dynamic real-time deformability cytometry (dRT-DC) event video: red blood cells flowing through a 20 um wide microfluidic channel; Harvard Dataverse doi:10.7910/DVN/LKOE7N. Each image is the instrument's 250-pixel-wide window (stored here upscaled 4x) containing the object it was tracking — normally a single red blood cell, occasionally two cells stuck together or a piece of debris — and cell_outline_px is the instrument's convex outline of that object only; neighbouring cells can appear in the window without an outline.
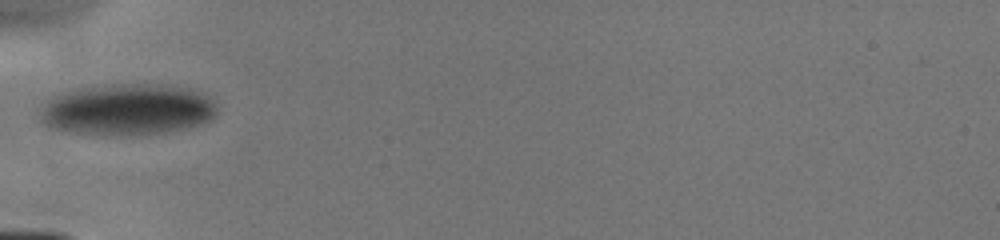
{"species": "human", "species_latin": "Homo sapiens", "temperature_condition": "cold", "stored_images_in_passage": 1, "camera_frame_rate_fps": 3000, "um_per_image_px": 0.085, "donor": {"sex": "male"}, "frame": {"image": 1, "passage_image": 1, "time_ms": 0.0, "image_size_px": [1000, 240], "cell_outline_px": [[216, 116], [200, 124], [168, 132], [120, 136], [108, 136], [72, 132], [48, 128], [40, 120], [40, 112], [44, 100], [60, 92], [80, 88], [112, 84], [164, 84], [188, 88], [200, 92], [208, 96], [216, 104]], "centroid_in_image_um": [10.78, 9.31], "position_along_channel_um": 74.2, "area_um2": 53.75}}